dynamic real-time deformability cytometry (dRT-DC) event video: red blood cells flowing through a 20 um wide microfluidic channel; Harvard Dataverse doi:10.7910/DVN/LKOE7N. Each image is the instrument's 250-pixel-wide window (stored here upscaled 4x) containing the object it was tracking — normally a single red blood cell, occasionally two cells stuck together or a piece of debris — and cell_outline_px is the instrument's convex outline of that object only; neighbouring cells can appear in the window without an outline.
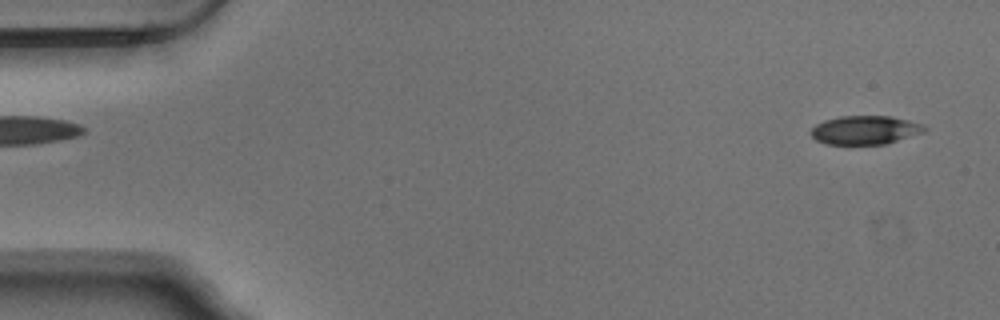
{"species": "Egyptian fruit bat (a non-hibernating species)", "species_latin": "Rousettus aegyptiacus", "temperature_condition": "warm", "stored_images_in_passage": 53, "camera_frame_rate_fps": 3000, "um_per_image_px": 0.085, "animal": {"sex": "male"}, "frame": {"image": 1, "passage_image": 2, "time_ms": 0.333, "image_size_px": [1000, 320], "cell_outline_px": [[928, 128], [924, 132], [888, 144], [824, 144], [816, 140], [808, 132], [816, 124], [824, 120], [840, 116], [892, 116], [908, 120], [920, 124]], "centroid_in_image_um": [73.51, 11.06], "position_along_channel_um": 11.5, "area_um2": 19.13}}
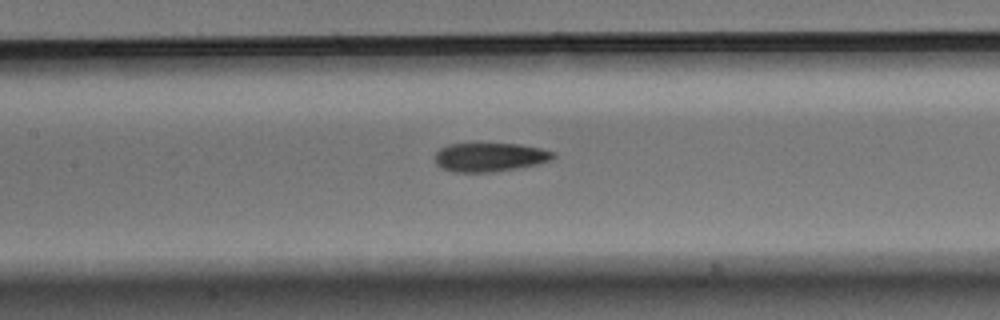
{"frame": {"image": 2, "passage_image": 24, "time_ms": 7.667, "image_size_px": [1000, 320], "cell_outline_px": [[556, 156], [552, 160], [536, 164], [516, 168], [492, 172], [452, 172], [440, 168], [436, 164], [436, 152], [440, 148], [448, 144], [520, 144], [540, 148], [556, 152]], "centroid_in_image_um": [41.63, 13.36], "position_along_channel_um": 165.8, "area_um2": 19.88}}
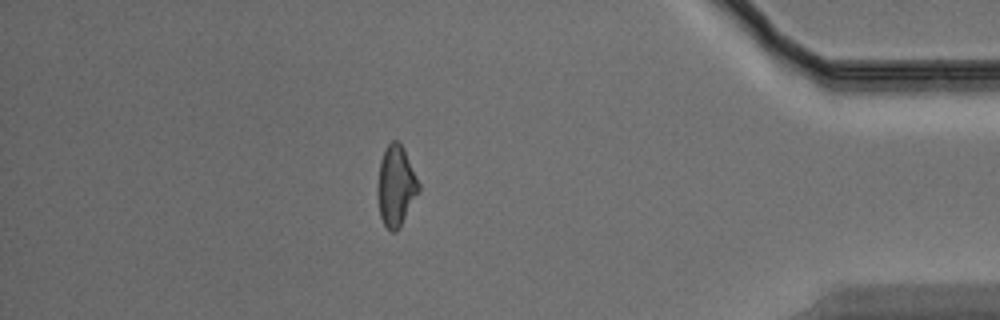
{"frame": {"image": 3, "passage_image": 46, "time_ms": 15.0, "image_size_px": [1000, 320], "cell_outline_px": [[420, 188], [396, 232], [392, 232], [384, 224], [380, 216], [380, 160], [384, 148], [392, 140], [396, 140], [404, 148], [420, 184]], "centroid_in_image_um": [33.69, 15.74], "position_along_channel_um": 401.5, "area_um2": 18.32}, "authors_computed_cell_mechanics": {"area_um2": 20.0566, "velocity_mm_per_s": 3.7464, "shape_relaxation_time_tau1_ms": 9.0954, "shape_relaxation_time_tau2_ms": 3.5943, "deformation_change_tau1": 0.2025, "deformation_change_tau2": 0.1065}}